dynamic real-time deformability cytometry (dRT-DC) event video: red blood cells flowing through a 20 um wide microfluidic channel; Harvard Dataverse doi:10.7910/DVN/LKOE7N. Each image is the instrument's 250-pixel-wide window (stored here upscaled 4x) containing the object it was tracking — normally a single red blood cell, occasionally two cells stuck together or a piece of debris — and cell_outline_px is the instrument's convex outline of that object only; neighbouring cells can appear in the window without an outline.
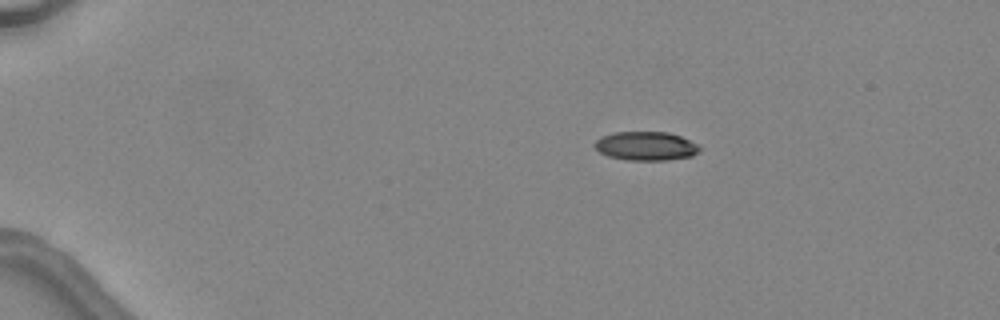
{"species": "common noctule bat (a hibernating species)", "species_latin": "Nyctalus noctula", "temperature_condition": "warm", "stored_images_in_passage": 4, "segment_of_instrument_passage": [1, 2], "camera_frame_rate_fps": 3000, "um_per_image_px": 0.085, "animal": {"sex": "female", "body_mass_g": 24.6, "forearm_length_mm": 56.2}, "frame": {"image": 1, "passage_image": 1, "time_ms": 0.0, "image_size_px": [1000, 320], "cell_outline_px": [[700, 152], [692, 156], [668, 160], [628, 160], [608, 156], [600, 152], [592, 144], [600, 136], [616, 132], [668, 132], [680, 136], [696, 144], [700, 148]], "centroid_in_image_um": [54.88, 12.41], "position_along_channel_um": 30.1, "area_um2": 17.63}}